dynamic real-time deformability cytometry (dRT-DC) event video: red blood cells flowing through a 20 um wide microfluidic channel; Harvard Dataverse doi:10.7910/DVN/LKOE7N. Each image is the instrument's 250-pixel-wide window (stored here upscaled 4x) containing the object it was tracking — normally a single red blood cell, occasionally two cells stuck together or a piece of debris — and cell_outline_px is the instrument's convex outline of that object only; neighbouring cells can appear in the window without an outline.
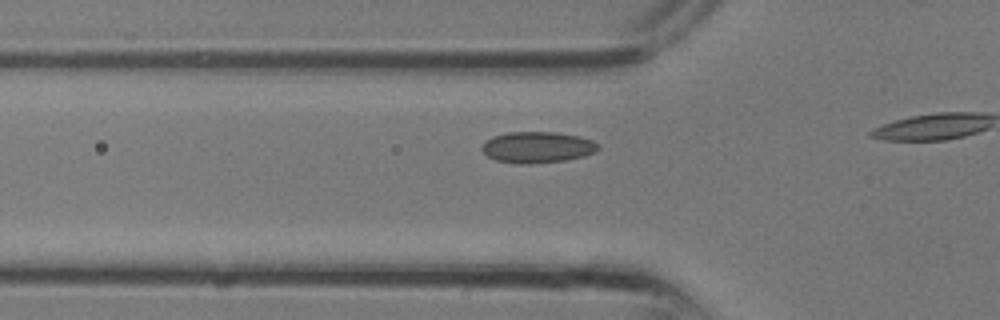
{"species": "common noctule bat (a hibernating species)", "species_latin": "Nyctalus noctula", "temperature_condition": "room temperature", "stored_images_in_passage": 9, "camera_frame_rate_fps": 3000, "um_per_image_px": 0.085, "animal": {"sex": "male", "body_mass_g": 13.3}, "frame": {"image": 1, "passage_image": 6, "time_ms": 1.667, "image_size_px": [1000, 320], "cell_outline_px": [[600, 148], [596, 152], [584, 156], [564, 160], [532, 164], [516, 164], [496, 160], [488, 156], [480, 148], [492, 136], [508, 132], [556, 132], [580, 136], [592, 140]], "centroid_in_image_um": [45.68, 12.52], "position_along_channel_um": 80.1, "area_um2": 21.15}}
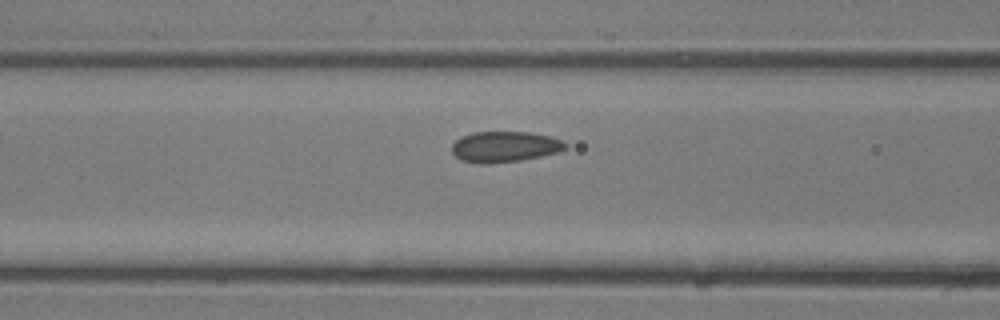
{"frame": {"image": 2, "passage_image": 8, "time_ms": 2.333, "image_size_px": [1000, 320], "cell_outline_px": [[568, 148], [560, 152], [520, 160], [488, 164], [480, 164], [460, 160], [452, 152], [452, 144], [460, 136], [472, 132], [528, 132], [548, 136], [560, 140], [568, 144]], "centroid_in_image_um": [42.88, 12.47], "position_along_channel_um": 123.7, "area_um2": 20.46}}